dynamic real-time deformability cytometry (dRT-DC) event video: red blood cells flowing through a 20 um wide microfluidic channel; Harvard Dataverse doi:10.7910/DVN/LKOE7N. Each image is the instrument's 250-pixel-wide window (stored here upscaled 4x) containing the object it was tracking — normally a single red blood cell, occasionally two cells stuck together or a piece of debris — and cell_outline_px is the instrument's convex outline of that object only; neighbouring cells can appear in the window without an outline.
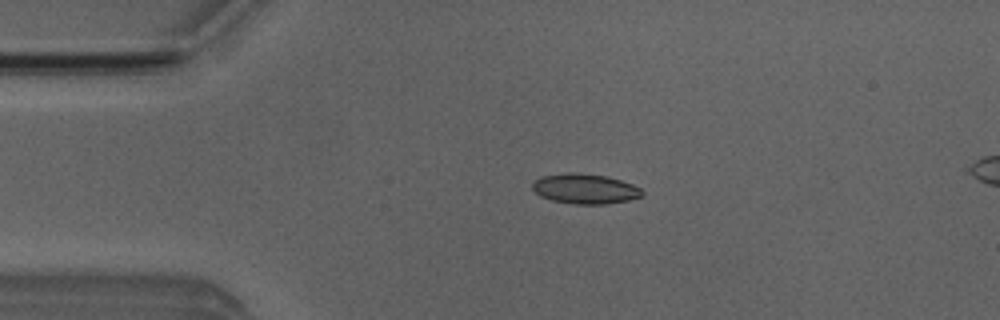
{"species": "Egyptian fruit bat (a non-hibernating species)", "species_latin": "Rousettus aegyptiacus", "temperature_condition": "room temperature", "stored_images_in_passage": 52, "segment_of_instrument_passage": [1, 2], "camera_frame_rate_fps": 3000, "um_per_image_px": 0.085, "animal": {"sex": "male"}, "frame": {"image": 1, "passage_image": 11, "time_ms": 3.333, "image_size_px": [1000, 320], "cell_outline_px": [[644, 196], [628, 200], [604, 204], [576, 204], [552, 200], [540, 196], [532, 188], [532, 184], [540, 176], [568, 172], [576, 172], [608, 176], [632, 184], [640, 188], [644, 192]], "centroid_in_image_um": [49.74, 16.04], "position_along_channel_um": 35.3, "area_um2": 19.25}}
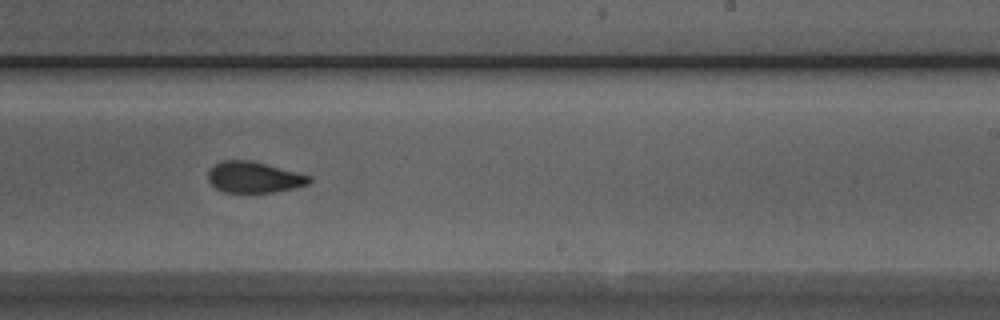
{"frame": {"image": 2, "passage_image": 31, "time_ms": 10.0, "image_size_px": [1000, 320], "cell_outline_px": [[312, 180], [308, 184], [292, 188], [272, 192], [224, 192], [216, 188], [208, 180], [208, 172], [220, 160], [252, 160], [312, 176]], "centroid_in_image_um": [21.59, 15.05], "position_along_channel_um": 267.4, "area_um2": 18.21}}
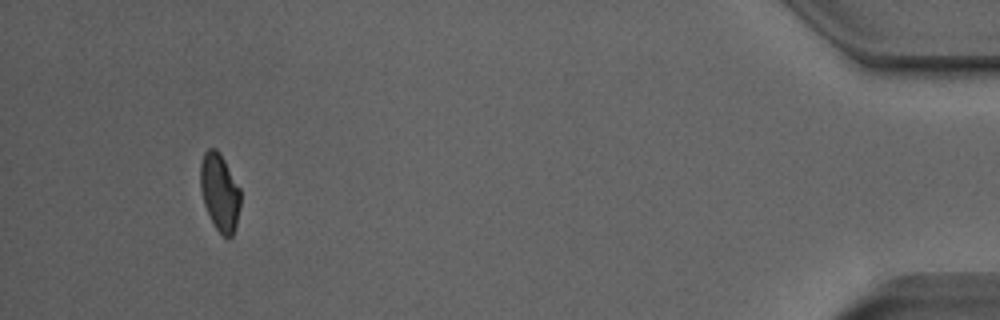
{"frame": {"image": 3, "passage_image": 48, "time_ms": 15.667, "image_size_px": [1000, 320], "cell_outline_px": [[240, 204], [236, 224], [232, 236], [228, 240], [216, 228], [204, 204], [200, 188], [200, 160], [204, 152], [208, 148], [216, 148], [224, 160], [240, 188]], "centroid_in_image_um": [18.66, 16.31], "position_along_channel_um": 416.5, "area_um2": 17.98}}